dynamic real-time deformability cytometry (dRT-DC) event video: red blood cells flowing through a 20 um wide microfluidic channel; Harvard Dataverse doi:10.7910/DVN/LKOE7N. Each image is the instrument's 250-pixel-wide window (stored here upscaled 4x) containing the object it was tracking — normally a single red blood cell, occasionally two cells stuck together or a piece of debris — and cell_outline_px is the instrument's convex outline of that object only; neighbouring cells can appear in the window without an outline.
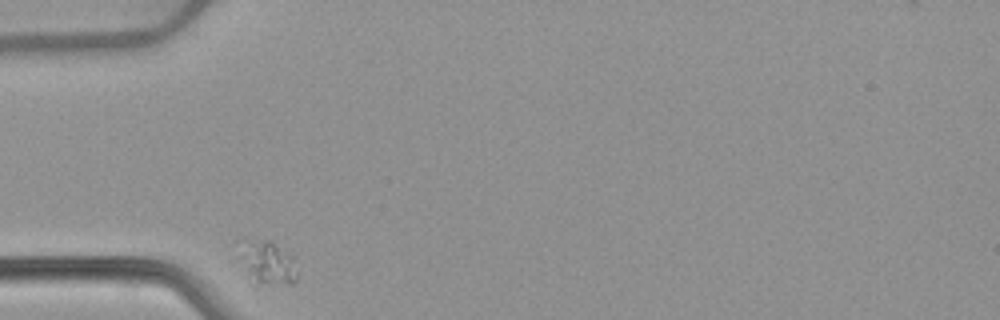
{"species": "common noctule bat (a hibernating species)", "species_latin": "Nyctalus noctula", "temperature_condition": "warm", "stored_images_in_passage": 31, "camera_frame_rate_fps": 3000, "um_per_image_px": 0.085, "animal": {"sex": "female", "body_mass_g": 22.7, "forearm_length_mm": 54.2}, "frame": {"image": 1, "passage_image": 1, "time_ms": 0.0, "image_size_px": [1000, 320], "cell_outline_px": [[296, 280], [292, 284], [256, 288], [248, 284], [236, 256], [236, 240], [240, 236], [244, 236], [268, 240], [292, 256], [296, 272]], "centroid_in_image_um": [22.49, 22.35], "position_along_channel_um": 62.5, "area_um2": 16.88}}
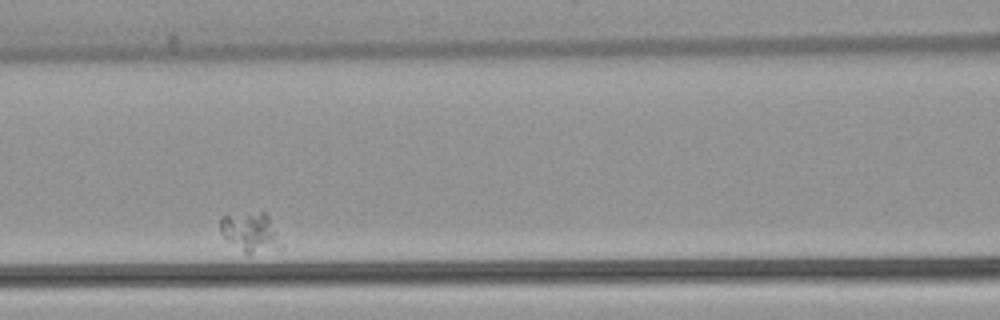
{"frame": {"image": 2, "passage_image": 10, "time_ms": 3.0, "image_size_px": [1000, 320], "cell_outline_px": [[284, 244], [248, 256], [228, 240], [220, 232], [220, 216], [260, 212], [264, 212], [268, 216]], "centroid_in_image_um": [21.28, 19.74], "position_along_channel_um": 145.3, "area_um2": 13.76}}
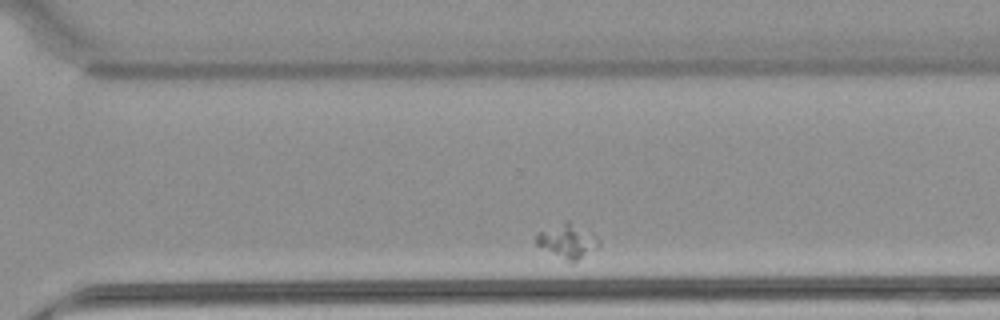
{"frame": {"image": 3, "passage_image": 27, "time_ms": 8.667, "image_size_px": [1000, 320], "cell_outline_px": [[600, 244], [596, 248], [572, 264], [536, 244], [536, 232], [564, 220], [568, 220], [592, 232], [600, 240]], "centroid_in_image_um": [48.23, 20.46], "position_along_channel_um": 322.4, "area_um2": 12.66}}